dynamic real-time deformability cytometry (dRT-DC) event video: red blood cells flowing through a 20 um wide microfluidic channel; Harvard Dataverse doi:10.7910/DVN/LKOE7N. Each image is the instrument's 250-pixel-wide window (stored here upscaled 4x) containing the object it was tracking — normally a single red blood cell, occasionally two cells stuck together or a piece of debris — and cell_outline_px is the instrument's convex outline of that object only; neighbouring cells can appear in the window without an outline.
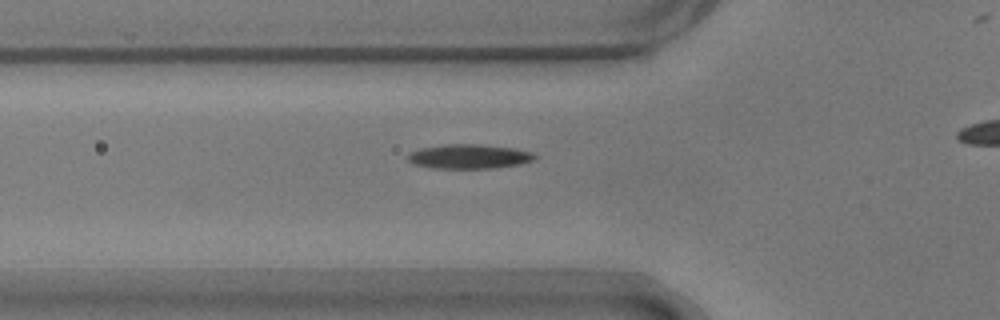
{"species": "common noctule bat (a hibernating species)", "species_latin": "Nyctalus noctula", "temperature_condition": "warm", "stored_images_in_passage": 31, "camera_frame_rate_fps": 3000, "um_per_image_px": 0.085, "animal": {"sex": "male", "body_mass_g": 17.9}, "frame": {"image": 1, "passage_image": 2, "time_ms": 0.333, "image_size_px": [1000, 320], "cell_outline_px": [[536, 160], [520, 164], [496, 168], [432, 168], [412, 164], [408, 160], [408, 152], [420, 148], [444, 144], [480, 144], [512, 148], [532, 152], [536, 156]], "centroid_in_image_um": [39.85, 13.3], "position_along_channel_um": 85.9, "area_um2": 18.21}}
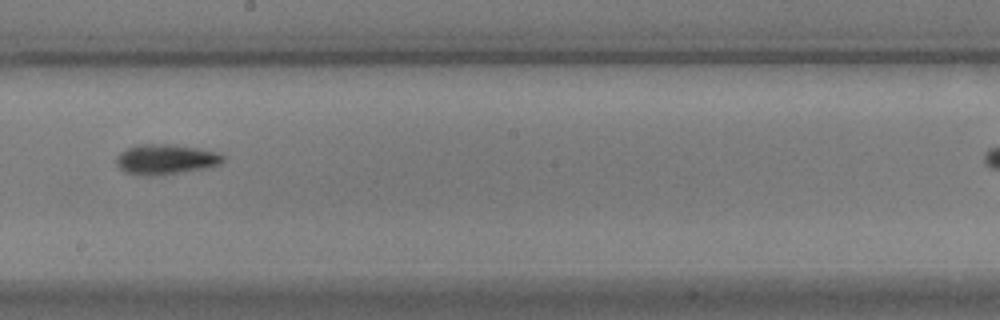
{"frame": {"image": 2, "passage_image": 14, "time_ms": 4.333, "image_size_px": [1000, 320], "cell_outline_px": [[224, 160], [220, 164], [204, 168], [156, 176], [144, 176], [128, 172], [120, 168], [116, 164], [116, 156], [120, 152], [136, 144], [176, 144], [216, 152], [224, 156]], "centroid_in_image_um": [14.06, 13.53], "position_along_channel_um": 234.1, "area_um2": 18.67}}
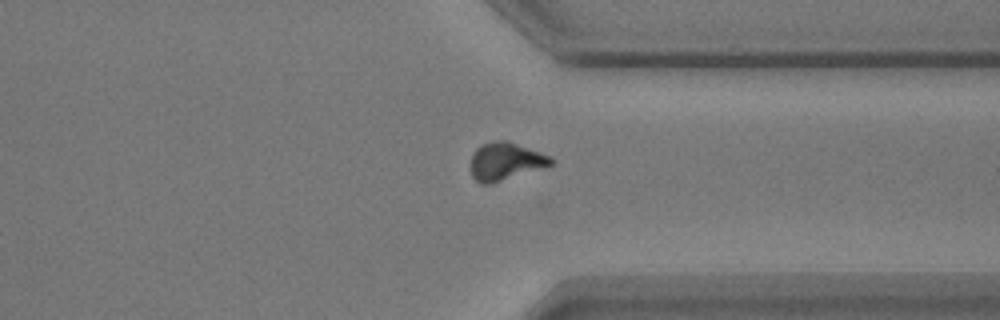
{"frame": {"image": 3, "passage_image": 25, "time_ms": 8.0, "image_size_px": [1000, 320], "cell_outline_px": [[556, 160], [552, 164], [492, 184], [480, 184], [472, 176], [472, 152], [480, 144], [492, 140], [508, 140], [552, 156]], "centroid_in_image_um": [42.97, 13.69], "position_along_channel_um": 368.4, "area_um2": 17.8}}